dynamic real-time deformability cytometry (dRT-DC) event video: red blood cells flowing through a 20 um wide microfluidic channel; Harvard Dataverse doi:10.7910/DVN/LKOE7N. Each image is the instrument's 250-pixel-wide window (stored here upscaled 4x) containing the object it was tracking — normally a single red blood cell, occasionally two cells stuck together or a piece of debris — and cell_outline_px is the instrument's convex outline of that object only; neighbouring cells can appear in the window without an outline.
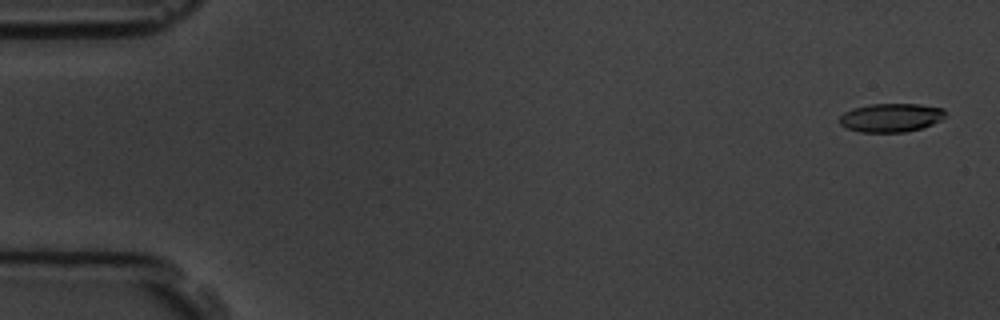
{"species": "common noctule bat (a hibernating species)", "species_latin": "Nyctalus noctula", "temperature_condition": "room temperature", "stored_images_in_passage": 6, "camera_frame_rate_fps": 3000, "um_per_image_px": 0.085, "animal": {"sex": "male", "body_mass_g": 19.5, "forearm_length_mm": 54.6}, "frame": {"image": 1, "passage_image": 1, "time_ms": 0.0, "image_size_px": [1000, 320], "cell_outline_px": [[944, 116], [940, 120], [932, 124], [920, 128], [904, 132], [860, 132], [848, 128], [840, 124], [840, 116], [844, 112], [852, 108], [868, 104], [920, 104], [944, 108]], "centroid_in_image_um": [75.71, 9.99], "position_along_channel_um": 9.3, "area_um2": 17.57}}
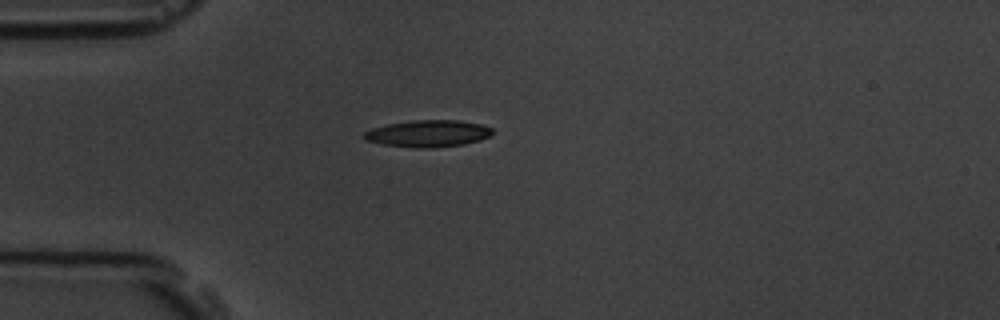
{"frame": {"image": 2, "passage_image": 5, "time_ms": 4.333, "image_size_px": [1000, 320], "cell_outline_px": [[492, 132], [488, 136], [480, 140], [464, 144], [432, 148], [412, 148], [384, 144], [364, 140], [360, 136], [364, 132], [372, 128], [388, 124], [412, 120], [460, 120], [480, 124], [492, 128]], "centroid_in_image_um": [36.34, 11.35], "position_along_channel_um": 48.7, "area_um2": 20.17}}